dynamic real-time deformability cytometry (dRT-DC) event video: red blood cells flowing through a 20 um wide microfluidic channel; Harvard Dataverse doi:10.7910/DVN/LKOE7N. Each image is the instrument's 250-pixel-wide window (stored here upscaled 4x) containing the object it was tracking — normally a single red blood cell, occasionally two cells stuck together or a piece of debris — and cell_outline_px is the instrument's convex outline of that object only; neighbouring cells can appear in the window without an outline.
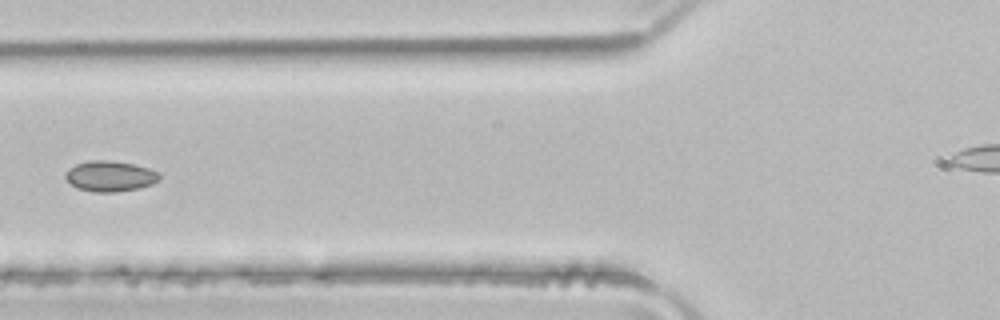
{"species": "common noctule bat (a hibernating species)", "species_latin": "Nyctalus noctula", "temperature_condition": "room temperature", "stored_images_in_passage": 5, "camera_frame_rate_fps": 3000, "um_per_image_px": 0.085, "animal": {"sex": "male", "body_mass_g": 21.5, "forearm_length_mm": 52.0}, "frame": {"image": 1, "passage_image": 5, "time_ms": 1.333, "image_size_px": [1000, 320], "cell_outline_px": [[160, 180], [152, 184], [136, 188], [116, 192], [92, 192], [76, 188], [64, 176], [68, 168], [76, 164], [88, 160], [112, 160], [132, 164], [148, 168], [160, 172]], "centroid_in_image_um": [9.35, 14.97], "position_along_channel_um": 116.5, "area_um2": 16.82}}